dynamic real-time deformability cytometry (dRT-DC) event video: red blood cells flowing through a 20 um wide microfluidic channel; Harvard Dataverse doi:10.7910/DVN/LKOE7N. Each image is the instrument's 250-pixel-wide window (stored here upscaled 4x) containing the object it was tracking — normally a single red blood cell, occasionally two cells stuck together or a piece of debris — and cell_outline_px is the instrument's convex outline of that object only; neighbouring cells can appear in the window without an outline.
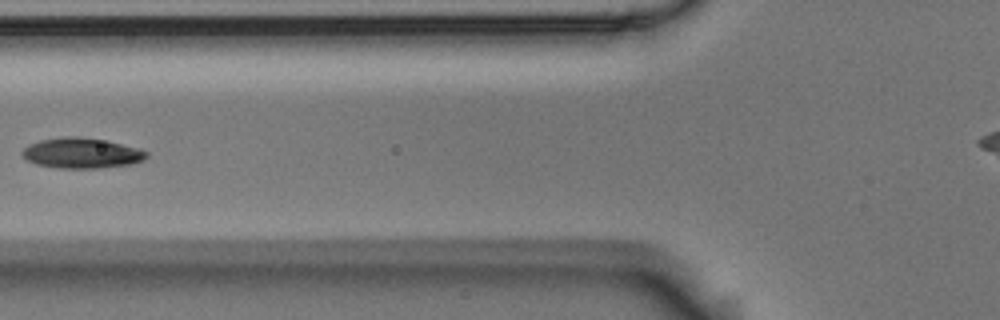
{"species": "Egyptian fruit bat (a non-hibernating species)", "species_latin": "Rousettus aegyptiacus", "temperature_condition": "room temperature", "stored_images_in_passage": 7, "camera_frame_rate_fps": 3000, "um_per_image_px": 0.085, "animal": {"sex": "male"}, "frame": {"image": 1, "passage_image": 6, "time_ms": 1.667, "image_size_px": [1000, 320], "cell_outline_px": [[148, 156], [144, 160], [128, 164], [100, 168], [60, 168], [36, 164], [28, 160], [20, 152], [28, 144], [40, 140], [64, 136], [76, 136], [108, 140], [140, 148], [148, 152]], "centroid_in_image_um": [6.96, 13.0], "position_along_channel_um": 118.8, "area_um2": 22.14}}
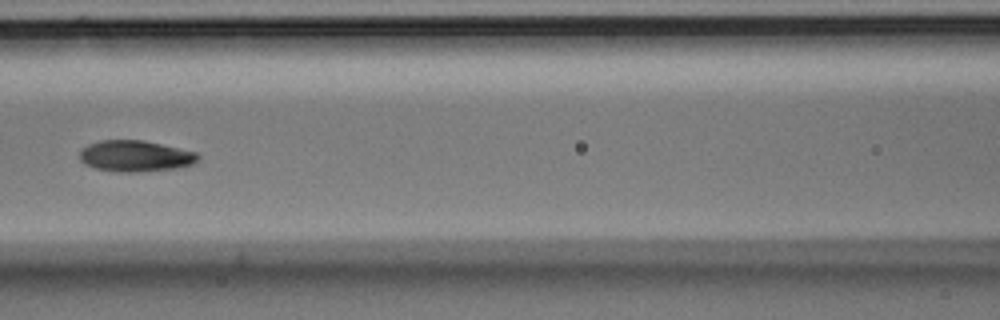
{"frame": {"image": 2, "passage_image": 7, "time_ms": 2.0, "image_size_px": [1000, 320], "cell_outline_px": [[200, 156], [192, 164], [176, 168], [136, 172], [116, 172], [96, 168], [84, 164], [80, 160], [80, 152], [88, 144], [100, 140], [144, 140], [196, 152]], "centroid_in_image_um": [11.48, 13.26], "position_along_channel_um": 155.1, "area_um2": 21.39}}